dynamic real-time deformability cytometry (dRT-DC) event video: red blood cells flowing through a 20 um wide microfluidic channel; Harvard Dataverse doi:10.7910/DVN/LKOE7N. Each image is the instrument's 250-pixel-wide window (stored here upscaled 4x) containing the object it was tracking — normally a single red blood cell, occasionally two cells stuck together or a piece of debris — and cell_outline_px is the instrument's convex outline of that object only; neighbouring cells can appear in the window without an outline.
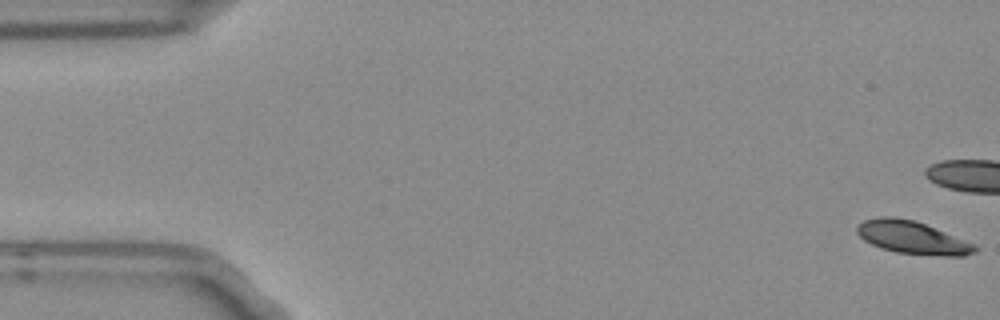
{"species": "Egyptian fruit bat (a non-hibernating species)", "species_latin": "Rousettus aegyptiacus", "temperature_condition": "room temperature", "stored_images_in_passage": 6, "camera_frame_rate_fps": 3000, "um_per_image_px": 0.085, "frame": {"image": 1, "passage_image": 1, "time_ms": 0.0, "image_size_px": [1000, 320], "cell_outline_px": [[980, 248], [976, 252], [964, 256], [944, 256], [896, 252], [880, 248], [864, 240], [856, 232], [856, 228], [864, 220], [876, 216], [892, 216], [912, 220], [924, 224], [976, 244]], "centroid_in_image_um": [77.56, 20.2], "position_along_channel_um": 7.4, "area_um2": 22.48}}
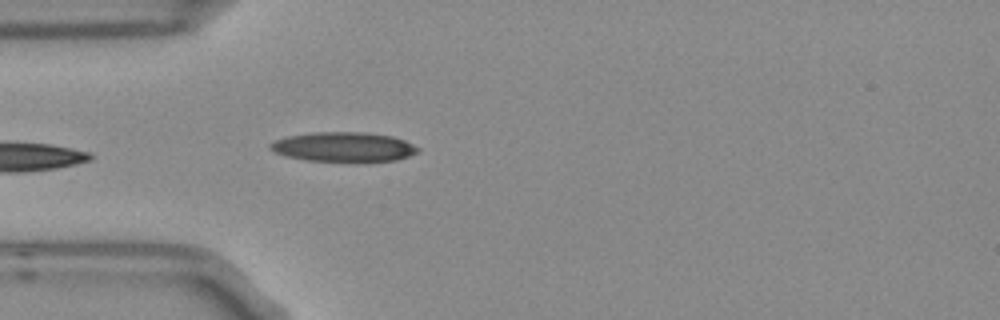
{"frame": {"image": 2, "passage_image": 6, "time_ms": 1.667, "image_size_px": [1000, 320], "cell_outline_px": [[420, 152], [396, 160], [308, 160], [284, 156], [268, 148], [268, 144], [276, 140], [288, 136], [312, 132], [364, 132], [392, 136], [404, 140], [420, 148]], "centroid_in_image_um": [29.19, 12.46], "position_along_channel_um": 55.8, "area_um2": 25.03}}